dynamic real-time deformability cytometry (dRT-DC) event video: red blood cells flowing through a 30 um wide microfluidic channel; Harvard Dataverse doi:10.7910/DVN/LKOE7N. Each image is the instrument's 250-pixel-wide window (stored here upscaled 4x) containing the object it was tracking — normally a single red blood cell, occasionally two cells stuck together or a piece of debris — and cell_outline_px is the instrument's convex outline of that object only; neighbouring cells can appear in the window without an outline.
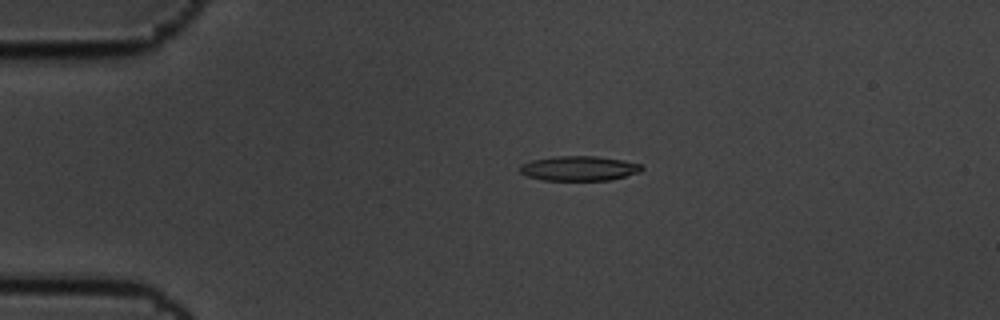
{"species": "common noctule bat (a hibernating species)", "species_latin": "Nyctalus noctula", "temperature_condition": "cold", "stored_images_in_passage": 6, "camera_frame_rate_fps": 3000, "um_per_image_px": 0.085, "animal": {"sex": "male", "body_mass_g": 19.5, "forearm_length_mm": 54.6}, "frame": {"image": 1, "passage_image": 4, "time_ms": 1.0, "image_size_px": [1000, 320], "cell_outline_px": [[644, 168], [640, 172], [612, 180], [540, 180], [528, 176], [520, 172], [520, 164], [532, 160], [556, 156], [596, 156], [624, 160], [640, 164]], "centroid_in_image_um": [49.23, 14.31], "position_along_channel_um": 35.8, "area_um2": 17.63}}
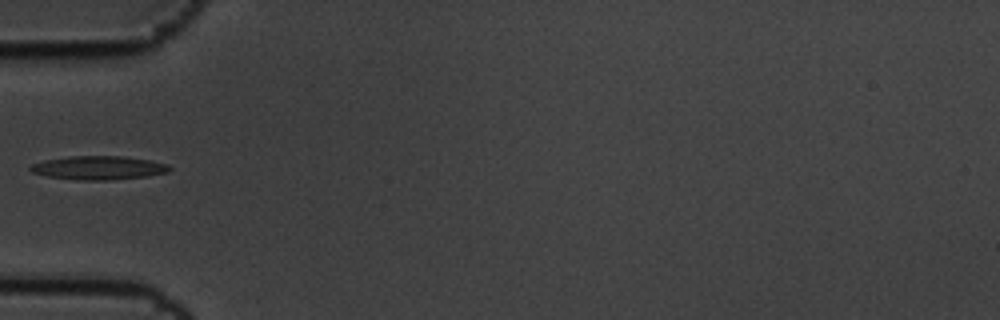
{"frame": {"image": 2, "passage_image": 6, "time_ms": 1.667, "image_size_px": [1000, 320], "cell_outline_px": [[172, 168], [168, 172], [148, 176], [108, 180], [76, 180], [48, 176], [32, 172], [28, 168], [32, 164], [44, 160], [68, 156], [124, 156], [148, 160], [168, 164]], "centroid_in_image_um": [8.38, 14.26], "position_along_channel_um": 76.6, "area_um2": 19.19}}